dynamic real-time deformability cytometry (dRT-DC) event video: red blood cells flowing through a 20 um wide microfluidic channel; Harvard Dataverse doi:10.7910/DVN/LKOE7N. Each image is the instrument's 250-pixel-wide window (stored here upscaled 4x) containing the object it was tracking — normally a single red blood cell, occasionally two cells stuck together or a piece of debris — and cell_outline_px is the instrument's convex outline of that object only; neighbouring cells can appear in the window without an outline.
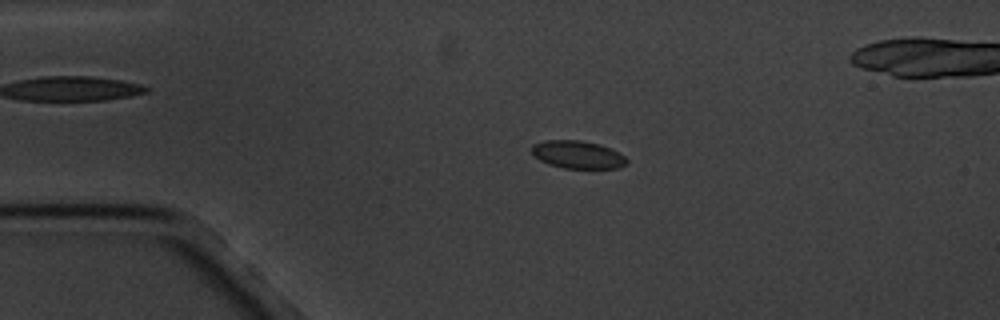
{"species": "common noctule bat (a hibernating species)", "species_latin": "Nyctalus noctula", "temperature_condition": "cold", "stored_images_in_passage": 5, "camera_frame_rate_fps": 3000, "um_per_image_px": 0.085, "animal": {"sex": "male", "body_mass_g": 20.1, "forearm_length_mm": 53.5}, "frame": {"image": 1, "passage_image": 3, "time_ms": 2.333, "image_size_px": [1000, 320], "cell_outline_px": [[628, 160], [624, 164], [616, 168], [564, 168], [548, 164], [532, 156], [532, 144], [544, 140], [580, 140], [600, 144], [624, 156]], "centroid_in_image_um": [49.03, 13.13], "position_along_channel_um": 36.0, "area_um2": 15.26}}